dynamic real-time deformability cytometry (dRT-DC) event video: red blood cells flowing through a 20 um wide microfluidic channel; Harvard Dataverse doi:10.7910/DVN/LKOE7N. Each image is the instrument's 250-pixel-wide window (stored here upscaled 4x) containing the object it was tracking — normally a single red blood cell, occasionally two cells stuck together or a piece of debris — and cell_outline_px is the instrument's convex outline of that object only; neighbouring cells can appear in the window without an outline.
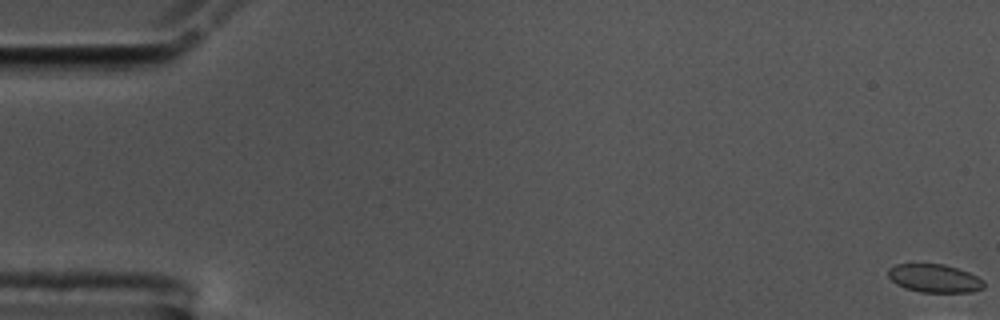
{"species": "common noctule bat (a hibernating species)", "species_latin": "Nyctalus noctula", "temperature_condition": "cold", "stored_images_in_passage": 8, "camera_frame_rate_fps": 3000, "um_per_image_px": 0.085, "animal": {"sex": "male", "body_mass_g": 17.5, "forearm_length_mm": 52.3}, "frame": {"image": 1, "passage_image": 1, "time_ms": 0.0, "image_size_px": [1000, 320], "cell_outline_px": [[984, 288], [972, 292], [920, 292], [904, 288], [896, 284], [888, 276], [888, 268], [896, 264], [944, 264], [968, 272], [984, 280]], "centroid_in_image_um": [79.42, 23.66], "position_along_channel_um": 5.6, "area_um2": 15.78}}